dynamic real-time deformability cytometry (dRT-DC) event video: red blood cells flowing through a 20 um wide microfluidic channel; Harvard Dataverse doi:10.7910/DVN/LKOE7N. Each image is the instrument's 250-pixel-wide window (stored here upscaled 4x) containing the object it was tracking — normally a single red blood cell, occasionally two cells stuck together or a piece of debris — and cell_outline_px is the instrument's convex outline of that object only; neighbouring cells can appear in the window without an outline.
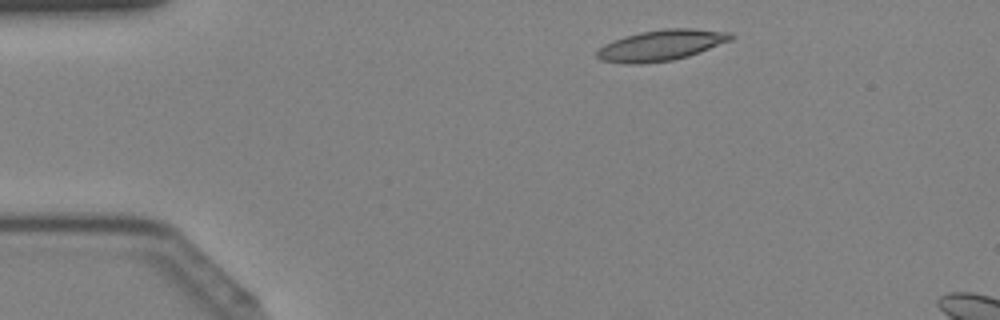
{"species": "Egyptian fruit bat (a non-hibernating species)", "species_latin": "Rousettus aegyptiacus", "temperature_condition": "cold", "stored_images_in_passage": 7, "camera_frame_rate_fps": 3000, "um_per_image_px": 0.085, "animal": {"sex": "female"}, "frame": {"image": 1, "passage_image": 3, "time_ms": 0.667, "image_size_px": [1000, 320], "cell_outline_px": [[736, 36], [732, 40], [700, 52], [688, 56], [672, 60], [640, 64], [624, 64], [600, 60], [596, 56], [596, 52], [604, 44], [612, 40], [624, 36], [640, 32], [664, 28], [692, 28], [732, 32]], "centroid_in_image_um": [56.21, 3.84], "position_along_channel_um": 28.8, "area_um2": 24.33}}